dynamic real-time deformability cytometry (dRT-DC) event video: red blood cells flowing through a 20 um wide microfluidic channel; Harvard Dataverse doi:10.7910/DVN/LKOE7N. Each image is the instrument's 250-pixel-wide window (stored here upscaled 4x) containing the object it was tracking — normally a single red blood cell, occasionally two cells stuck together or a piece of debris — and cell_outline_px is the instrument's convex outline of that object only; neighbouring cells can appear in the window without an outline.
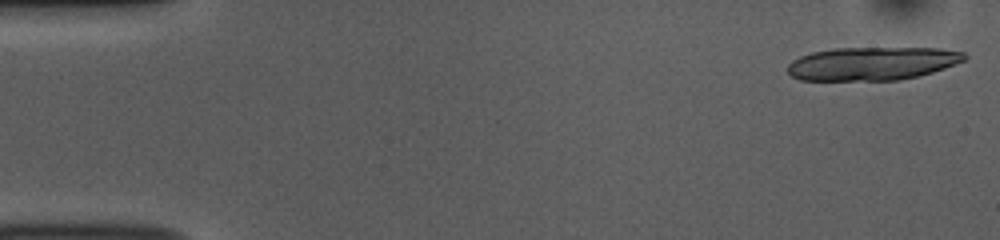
{"species": "common noctule bat (a hibernating species)", "species_latin": "Nyctalus noctula", "temperature_condition": "room temperature", "stored_images_in_passage": 17, "camera_frame_rate_fps": 3000, "um_per_image_px": 0.085, "animal": {"sex": "female", "body_mass_g": 10.0, "forearm_length_mm": 53.1}, "frame": {"image": 1, "passage_image": 1, "time_ms": 0.0, "image_size_px": [1000, 240], "cell_outline_px": [[968, 56], [964, 60], [944, 68], [932, 72], [900, 80], [800, 80], [792, 76], [788, 72], [788, 64], [792, 60], [800, 56], [812, 52], [836, 48], [940, 48], [964, 52]], "centroid_in_image_um": [74.13, 5.4], "position_along_channel_um": 10.9, "area_um2": 34.22}}